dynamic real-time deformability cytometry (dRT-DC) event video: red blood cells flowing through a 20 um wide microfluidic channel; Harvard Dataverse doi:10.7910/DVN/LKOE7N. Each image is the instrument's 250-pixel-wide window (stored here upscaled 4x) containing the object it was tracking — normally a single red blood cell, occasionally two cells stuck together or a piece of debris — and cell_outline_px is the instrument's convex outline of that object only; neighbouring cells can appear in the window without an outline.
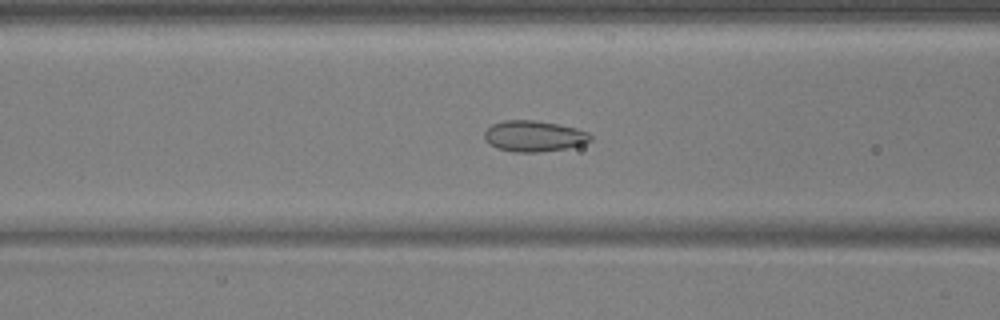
{"species": "common noctule bat (a hibernating species)", "species_latin": "Nyctalus noctula", "temperature_condition": "warm", "stored_images_in_passage": 54, "camera_frame_rate_fps": 3000, "um_per_image_px": 0.085, "animal": {"sex": "male", "body_mass_g": 17.9, "forearm_length_mm": 54.2}, "frame": {"image": 1, "passage_image": 22, "time_ms": 7.0, "image_size_px": [1000, 320], "cell_outline_px": [[592, 140], [584, 144], [568, 148], [540, 152], [512, 152], [496, 148], [488, 144], [484, 140], [484, 132], [492, 124], [504, 120], [536, 120], [576, 128], [588, 132], [592, 136]], "centroid_in_image_um": [45.37, 11.58], "position_along_channel_um": 121.2, "area_um2": 19.36}}
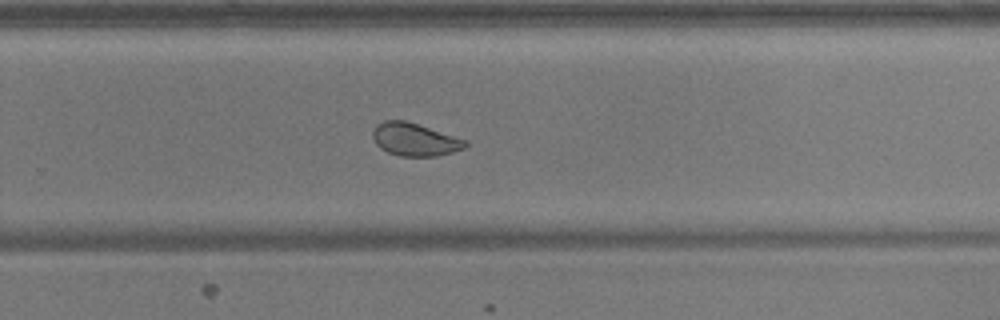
{"frame": {"image": 2, "passage_image": 36, "time_ms": 11.667, "image_size_px": [1000, 320], "cell_outline_px": [[468, 144], [464, 148], [452, 152], [436, 156], [400, 156], [388, 152], [380, 148], [376, 144], [372, 136], [372, 132], [376, 124], [384, 120], [404, 120], [468, 140]], "centroid_in_image_um": [35.24, 11.85], "position_along_channel_um": 294.6, "area_um2": 17.69}}
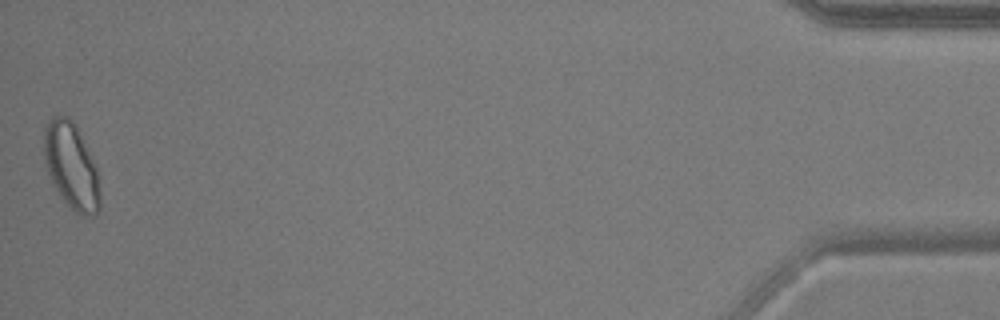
{"frame": {"image": 3, "passage_image": 54, "time_ms": 17.667, "image_size_px": [1000, 320], "cell_outline_px": [[100, 208], [96, 216], [84, 216], [76, 212], [60, 196], [52, 184], [44, 160], [44, 128], [52, 116], [68, 116], [72, 120], [96, 168], [100, 192]], "centroid_in_image_um": [6.05, 14.15], "position_along_channel_um": 429.2, "area_um2": 27.69}, "authors_computed_cell_mechanics": {"area_um2": 20.7791, "velocity_mm_per_s": 3.7162, "shape_relaxation_time_tau1_ms": 4.1434, "shape_relaxation_time_tau2_ms": 1.0965, "deformation_change_tau1": 0.0865, "deformation_change_tau2": 0.0536}}